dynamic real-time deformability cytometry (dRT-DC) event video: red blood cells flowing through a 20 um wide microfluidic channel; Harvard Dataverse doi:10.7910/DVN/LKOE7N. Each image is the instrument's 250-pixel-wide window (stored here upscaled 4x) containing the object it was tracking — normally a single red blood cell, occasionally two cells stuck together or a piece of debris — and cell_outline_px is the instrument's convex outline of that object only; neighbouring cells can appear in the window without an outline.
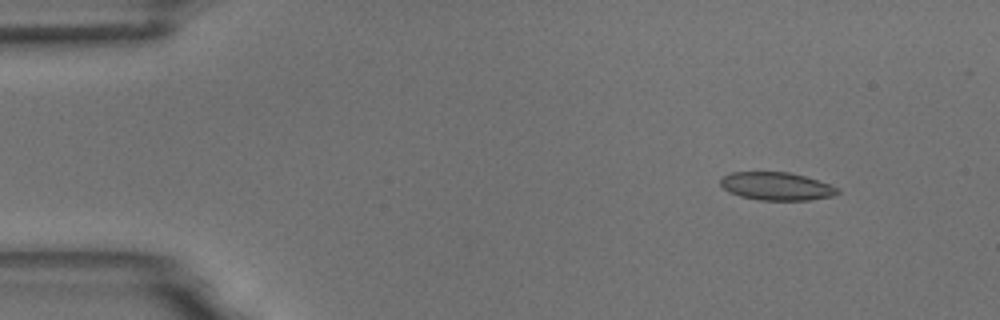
{"species": "common noctule bat (a hibernating species)", "species_latin": "Nyctalus noctula", "temperature_condition": "room temperature", "stored_images_in_passage": 5, "camera_frame_rate_fps": 3000, "um_per_image_px": 0.085, "animal": {"sex": "male", "body_mass_g": 18.8}, "frame": {"image": 1, "passage_image": 2, "time_ms": 1.333, "image_size_px": [1000, 320], "cell_outline_px": [[840, 192], [832, 196], [808, 200], [760, 200], [740, 196], [728, 192], [720, 184], [720, 180], [724, 176], [732, 172], [788, 172], [804, 176], [840, 188]], "centroid_in_image_um": [65.99, 15.83], "position_along_channel_um": 19.0, "area_um2": 18.96}}
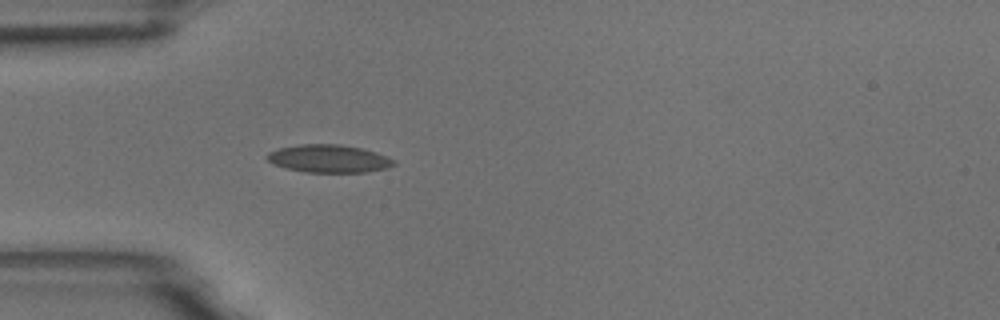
{"frame": {"image": 2, "passage_image": 5, "time_ms": 4.667, "image_size_px": [1000, 320], "cell_outline_px": [[396, 164], [388, 168], [368, 172], [304, 172], [284, 168], [272, 164], [264, 156], [268, 152], [280, 148], [300, 144], [340, 144], [360, 148], [376, 152], [396, 160]], "centroid_in_image_um": [27.94, 13.49], "position_along_channel_um": 57.1, "area_um2": 20.75}}